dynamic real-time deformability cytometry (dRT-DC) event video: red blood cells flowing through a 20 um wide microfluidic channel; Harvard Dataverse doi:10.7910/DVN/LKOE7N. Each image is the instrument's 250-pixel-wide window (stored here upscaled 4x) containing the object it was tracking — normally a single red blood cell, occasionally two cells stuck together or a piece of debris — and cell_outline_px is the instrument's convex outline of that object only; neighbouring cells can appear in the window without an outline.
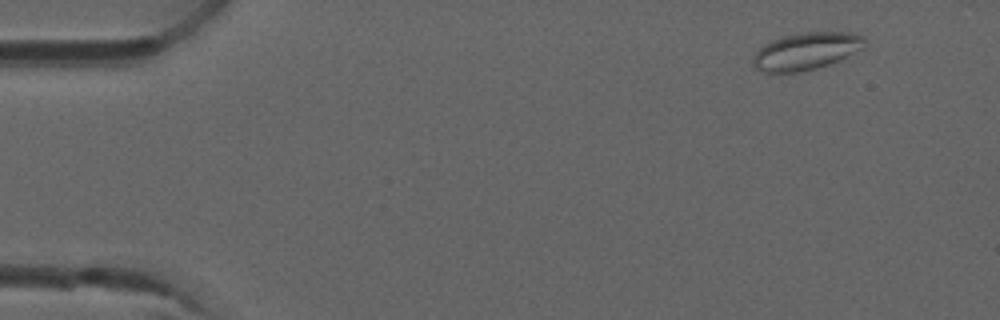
{"species": "common noctule bat (a hibernating species)", "species_latin": "Nyctalus noctula", "temperature_condition": "room temperature", "stored_images_in_passage": 4, "camera_frame_rate_fps": 3000, "um_per_image_px": 0.085, "animal": {"sex": "male", "forearm_length_mm": 52.5}, "frame": {"image": 1, "passage_image": 2, "time_ms": 0.333, "image_size_px": [1000, 320], "cell_outline_px": [[868, 44], [864, 48], [840, 60], [816, 68], [800, 72], [764, 72], [756, 68], [752, 64], [752, 60], [756, 52], [764, 44], [772, 40], [784, 36], [800, 32], [848, 32], [864, 36]], "centroid_in_image_um": [68.56, 4.34], "position_along_channel_um": 16.4, "area_um2": 24.33}}